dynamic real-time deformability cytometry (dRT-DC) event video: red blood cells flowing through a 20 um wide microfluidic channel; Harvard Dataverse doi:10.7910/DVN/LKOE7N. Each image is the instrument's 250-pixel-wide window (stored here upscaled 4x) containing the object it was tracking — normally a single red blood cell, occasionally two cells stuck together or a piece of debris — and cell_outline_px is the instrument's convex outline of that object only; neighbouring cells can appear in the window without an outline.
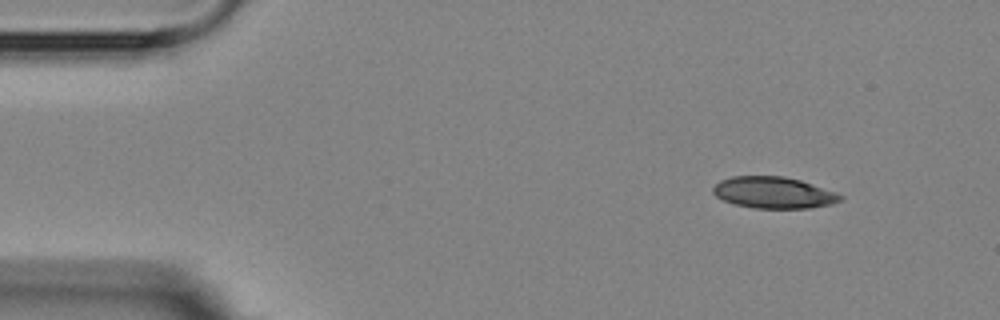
{"species": "Egyptian fruit bat (a non-hibernating species)", "species_latin": "Rousettus aegyptiacus", "temperature_condition": "room temperature", "stored_images_in_passage": 4, "segment_of_instrument_passage": [1, 2], "camera_frame_rate_fps": 3000, "um_per_image_px": 0.085, "animal": {"sex": "female"}, "frame": {"image": 1, "passage_image": 1, "time_ms": 0.0, "image_size_px": [1000, 320], "cell_outline_px": [[844, 196], [840, 200], [832, 204], [808, 208], [752, 208], [736, 204], [724, 200], [716, 196], [712, 192], [712, 188], [720, 180], [732, 176], [784, 176], [800, 180], [836, 192]], "centroid_in_image_um": [65.75, 16.37], "position_along_channel_um": 19.3, "area_um2": 23.29}}